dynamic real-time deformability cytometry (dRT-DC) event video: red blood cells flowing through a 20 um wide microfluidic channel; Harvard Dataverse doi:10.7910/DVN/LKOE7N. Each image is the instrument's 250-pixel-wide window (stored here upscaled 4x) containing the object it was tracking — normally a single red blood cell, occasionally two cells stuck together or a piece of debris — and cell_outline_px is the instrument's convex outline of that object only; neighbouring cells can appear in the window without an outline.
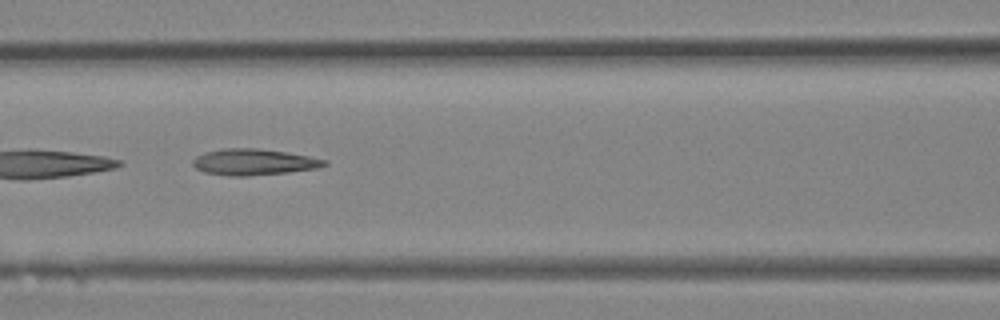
{"species": "Egyptian fruit bat (a non-hibernating species)", "species_latin": "Rousettus aegyptiacus", "temperature_condition": "room temperature", "stored_images_in_passage": 26, "camera_frame_rate_fps": 3000, "um_per_image_px": 0.085, "animal": {"sex": "female"}, "frame": {"image": 1, "passage_image": 8, "time_ms": 2.333, "image_size_px": [1000, 320], "cell_outline_px": [[328, 164], [320, 168], [288, 172], [248, 176], [228, 176], [204, 172], [196, 168], [192, 164], [192, 160], [196, 156], [204, 152], [220, 148], [256, 148], [288, 152], [328, 160]], "centroid_in_image_um": [21.57, 13.77], "position_along_channel_um": 145.0, "area_um2": 20.35}}
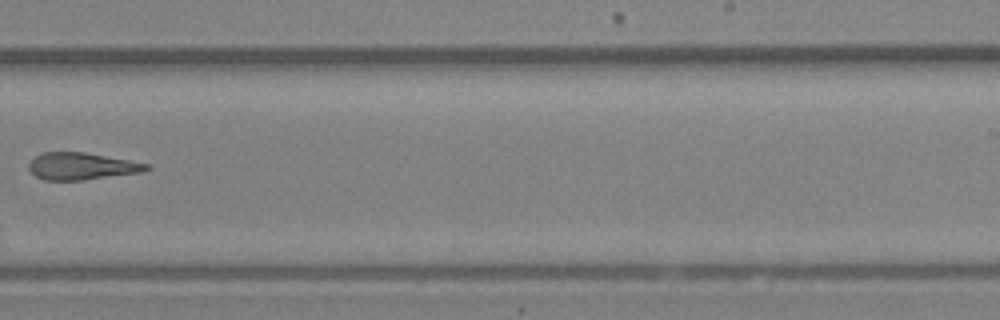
{"frame": {"image": 2, "passage_image": 15, "time_ms": 4.667, "image_size_px": [1000, 320], "cell_outline_px": [[152, 168], [140, 172], [84, 180], [44, 180], [36, 176], [28, 168], [28, 164], [36, 156], [44, 152], [84, 152], [128, 160], [148, 164]], "centroid_in_image_um": [6.92, 14.13], "position_along_channel_um": 282.1, "area_um2": 18.32}}
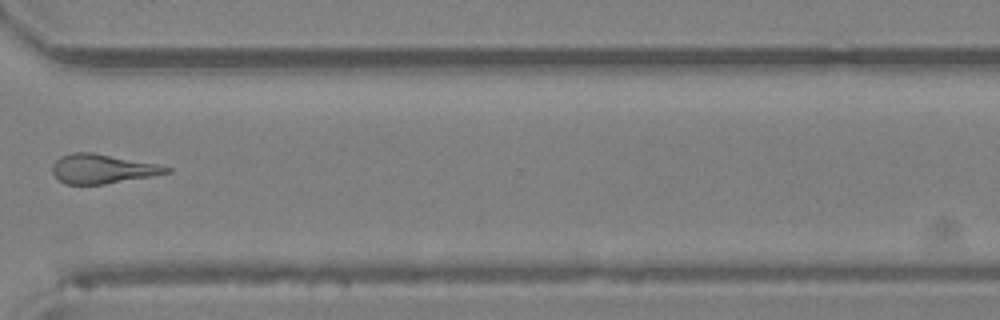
{"frame": {"image": 3, "passage_image": 19, "time_ms": 6.0, "image_size_px": [1000, 320], "cell_outline_px": [[172, 172], [152, 176], [104, 184], [64, 184], [52, 172], [52, 168], [56, 160], [60, 156], [72, 152], [92, 152], [156, 164], [172, 168]], "centroid_in_image_um": [8.7, 14.35], "position_along_channel_um": 361.9, "area_um2": 19.31}}